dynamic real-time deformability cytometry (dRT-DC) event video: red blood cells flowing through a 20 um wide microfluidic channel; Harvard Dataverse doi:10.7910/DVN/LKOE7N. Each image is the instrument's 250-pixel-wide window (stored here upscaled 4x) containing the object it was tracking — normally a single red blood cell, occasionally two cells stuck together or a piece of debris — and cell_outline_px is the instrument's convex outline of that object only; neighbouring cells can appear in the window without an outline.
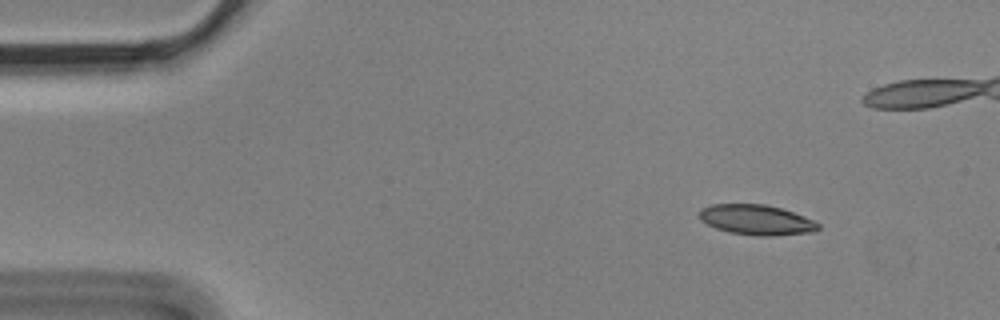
{"species": "Egyptian fruit bat (a non-hibernating species)", "species_latin": "Rousettus aegyptiacus", "temperature_condition": "cold", "stored_images_in_passage": 5, "camera_frame_rate_fps": 3000, "um_per_image_px": 0.085, "animal": {"sex": "male"}, "frame": {"image": 1, "passage_image": 1, "time_ms": 0.0, "image_size_px": [1000, 320], "cell_outline_px": [[820, 228], [812, 232], [772, 236], [760, 236], [728, 232], [716, 228], [700, 220], [700, 208], [712, 204], [764, 204], [780, 208], [804, 216], [820, 224]], "centroid_in_image_um": [64.29, 18.69], "position_along_channel_um": 20.7, "area_um2": 20.81}}
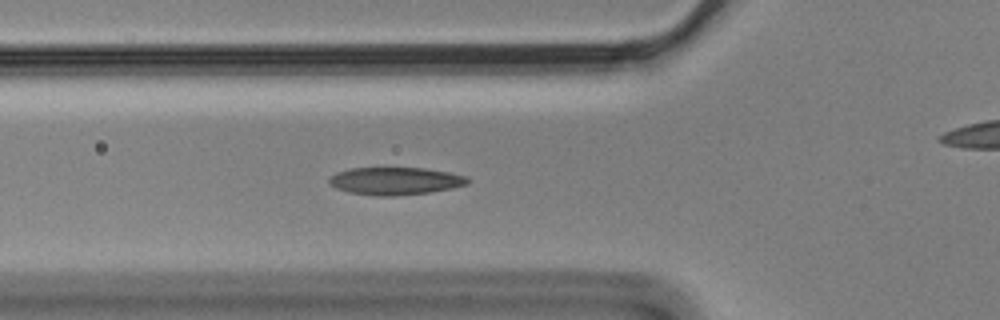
{"frame": {"image": 2, "passage_image": 4, "time_ms": 1.0, "image_size_px": [1000, 320], "cell_outline_px": [[468, 184], [452, 188], [428, 192], [396, 196], [376, 196], [348, 192], [336, 188], [328, 184], [328, 176], [336, 172], [348, 168], [424, 168], [448, 172], [468, 176]], "centroid_in_image_um": [33.54, 15.38], "position_along_channel_um": 92.3, "area_um2": 22.43}}